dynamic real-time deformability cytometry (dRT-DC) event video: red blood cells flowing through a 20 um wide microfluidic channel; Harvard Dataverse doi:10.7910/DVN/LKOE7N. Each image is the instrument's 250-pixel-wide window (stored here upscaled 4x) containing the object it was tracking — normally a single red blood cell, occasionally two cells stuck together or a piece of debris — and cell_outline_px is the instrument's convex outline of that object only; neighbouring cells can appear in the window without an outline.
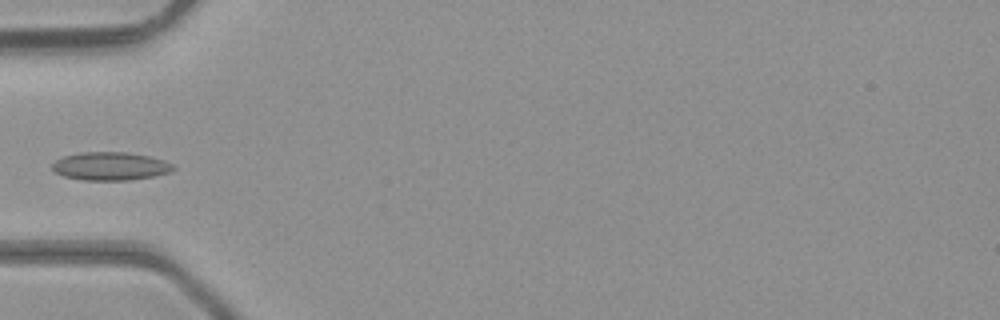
{"species": "common noctule bat (a hibernating species)", "species_latin": "Nyctalus noctula", "temperature_condition": "room temperature", "stored_images_in_passage": 4, "camera_frame_rate_fps": 3000, "um_per_image_px": 0.085, "animal": {"sex": "male", "body_mass_g": 23.1, "forearm_length_mm": 52.7}, "frame": {"image": 1, "passage_image": 4, "time_ms": 1.0, "image_size_px": [1000, 320], "cell_outline_px": [[176, 168], [172, 172], [152, 176], [128, 180], [84, 180], [64, 176], [56, 172], [52, 168], [52, 164], [56, 160], [64, 156], [80, 152], [128, 152], [148, 156], [164, 160], [172, 164]], "centroid_in_image_um": [9.4, 14.12], "position_along_channel_um": 75.6, "area_um2": 19.83}}